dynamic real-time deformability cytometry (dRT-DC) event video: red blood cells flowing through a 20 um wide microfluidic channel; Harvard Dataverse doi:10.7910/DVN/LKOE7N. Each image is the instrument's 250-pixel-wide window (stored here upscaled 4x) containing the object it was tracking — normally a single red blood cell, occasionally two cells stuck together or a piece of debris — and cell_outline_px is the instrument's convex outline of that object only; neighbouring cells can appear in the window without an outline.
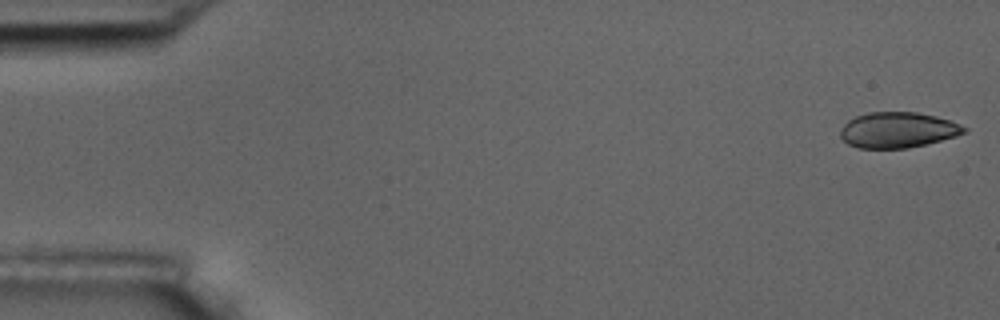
{"species": "common noctule bat (a hibernating species)", "species_latin": "Nyctalus noctula", "temperature_condition": "room temperature", "stored_images_in_passage": 5, "camera_frame_rate_fps": 3000, "um_per_image_px": 0.085, "animal": {"sex": "male", "body_mass_g": 17.5, "forearm_length_mm": 52.3}, "frame": {"image": 1, "passage_image": 1, "time_ms": 0.0, "image_size_px": [1000, 320], "cell_outline_px": [[968, 132], [956, 136], [908, 148], [856, 148], [848, 144], [840, 136], [840, 132], [844, 124], [848, 120], [856, 116], [868, 112], [916, 112], [936, 116], [960, 124], [968, 128]], "centroid_in_image_um": [76.31, 11.04], "position_along_channel_um": 8.7, "area_um2": 25.66}}
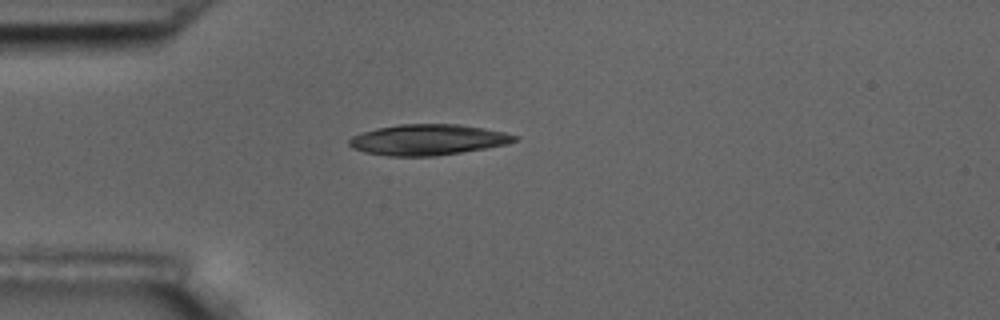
{"frame": {"image": 2, "passage_image": 4, "time_ms": 4.667, "image_size_px": [1000, 320], "cell_outline_px": [[516, 140], [508, 144], [436, 156], [388, 156], [364, 152], [352, 148], [348, 144], [348, 140], [352, 136], [376, 128], [400, 124], [460, 124], [484, 128], [504, 132], [516, 136]], "centroid_in_image_um": [36.33, 11.87], "position_along_channel_um": 48.7, "area_um2": 29.54}}